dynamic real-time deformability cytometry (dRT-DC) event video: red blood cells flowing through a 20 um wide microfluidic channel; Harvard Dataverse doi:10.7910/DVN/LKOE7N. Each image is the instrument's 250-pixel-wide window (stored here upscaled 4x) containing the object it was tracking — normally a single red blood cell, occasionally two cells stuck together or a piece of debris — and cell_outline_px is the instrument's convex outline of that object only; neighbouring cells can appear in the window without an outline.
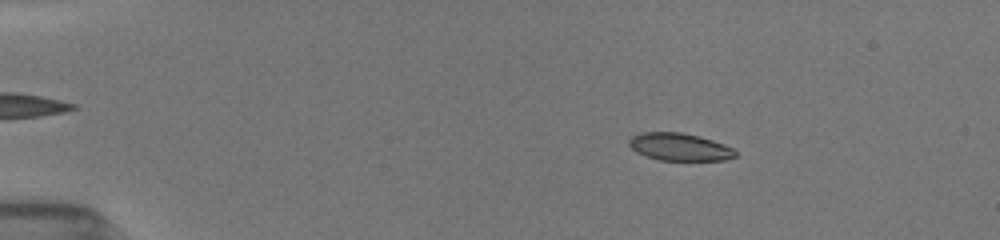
{"species": "common noctule bat (a hibernating species)", "species_latin": "Nyctalus noctula", "temperature_condition": "room temperature", "stored_images_in_passage": 54, "camera_frame_rate_fps": 3000, "um_per_image_px": 0.085, "animal": {"sex": "female", "body_mass_g": 19.5, "forearm_length_mm": 54.1}, "frame": {"image": 1, "passage_image": 9, "time_ms": 2.667, "image_size_px": [1000, 240], "cell_outline_px": [[736, 156], [728, 160], [660, 160], [636, 152], [628, 144], [628, 140], [632, 136], [640, 132], [680, 132], [712, 140], [724, 144], [732, 148], [736, 152]], "centroid_in_image_um": [57.75, 12.49], "position_along_channel_um": 27.3, "area_um2": 16.94}}
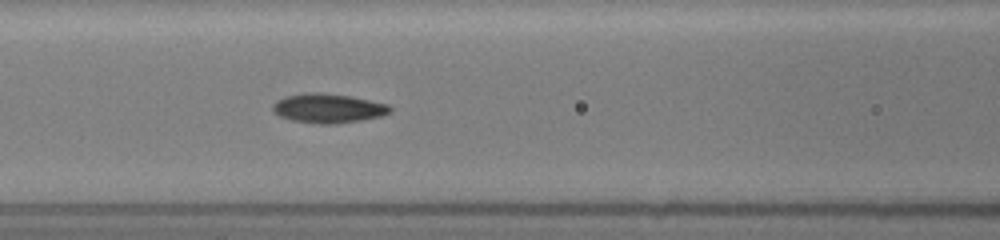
{"frame": {"image": 2, "passage_image": 24, "time_ms": 7.667, "image_size_px": [1000, 240], "cell_outline_px": [[392, 112], [380, 116], [360, 120], [336, 124], [320, 124], [292, 120], [280, 116], [272, 112], [272, 104], [276, 100], [284, 96], [304, 92], [316, 92], [348, 96], [388, 104], [392, 108]], "centroid_in_image_um": [27.84, 9.2], "position_along_channel_um": 138.8, "area_um2": 20.06}}
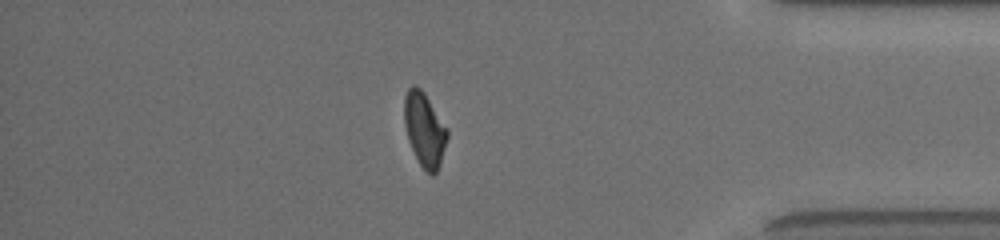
{"frame": {"image": 3, "passage_image": 46, "time_ms": 15.0, "image_size_px": [1000, 240], "cell_outline_px": [[448, 136], [440, 164], [436, 172], [432, 176], [420, 164], [408, 140], [404, 124], [404, 96], [408, 88], [412, 84], [416, 84], [424, 92], [448, 128]], "centroid_in_image_um": [36.08, 10.96], "position_along_channel_um": 399.1, "area_um2": 18.55}, "authors_computed_cell_mechanics": {"area_um2": 18.6116, "velocity_mm_per_s": 3.91, "shape_relaxation_time_tau1_ms": 4.9361, "shape_relaxation_time_tau2_ms": 1.7831, "deformation_change_tau1": 0.1505, "deformation_change_tau2": 0.0661}}